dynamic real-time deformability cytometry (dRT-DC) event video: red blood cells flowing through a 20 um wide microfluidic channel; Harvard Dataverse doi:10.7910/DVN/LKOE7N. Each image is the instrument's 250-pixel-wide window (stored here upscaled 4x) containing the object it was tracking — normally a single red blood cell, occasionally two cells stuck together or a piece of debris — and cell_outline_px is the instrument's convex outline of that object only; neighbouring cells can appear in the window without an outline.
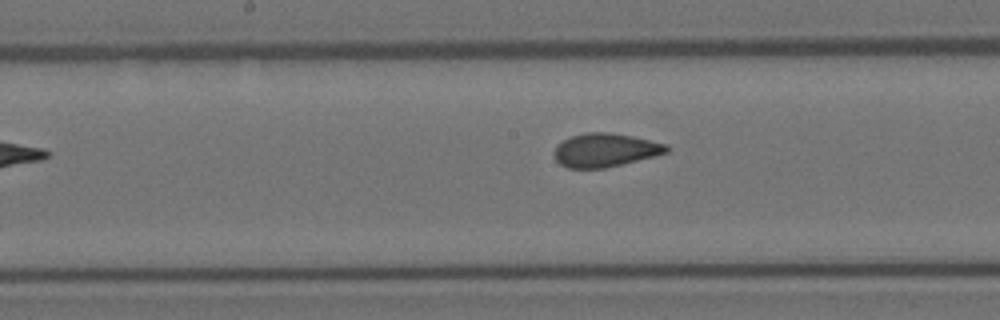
{"species": "Egyptian fruit bat (a non-hibernating species)", "species_latin": "Rousettus aegyptiacus", "temperature_condition": "room temperature", "stored_images_in_passage": 7, "segment_of_instrument_passage": [2, 2], "camera_frame_rate_fps": 3000, "um_per_image_px": 0.085, "animal": {"sex": "female"}, "frame": {"image": 1, "passage_image": 7, "time_ms": 2.0, "image_size_px": [1000, 320], "cell_outline_px": [[672, 148], [668, 152], [656, 156], [604, 168], [568, 168], [560, 164], [556, 160], [552, 152], [564, 140], [572, 136], [584, 132], [608, 132], [632, 136], [668, 144]], "centroid_in_image_um": [51.48, 12.76], "position_along_channel_um": 196.7, "area_um2": 22.02}}